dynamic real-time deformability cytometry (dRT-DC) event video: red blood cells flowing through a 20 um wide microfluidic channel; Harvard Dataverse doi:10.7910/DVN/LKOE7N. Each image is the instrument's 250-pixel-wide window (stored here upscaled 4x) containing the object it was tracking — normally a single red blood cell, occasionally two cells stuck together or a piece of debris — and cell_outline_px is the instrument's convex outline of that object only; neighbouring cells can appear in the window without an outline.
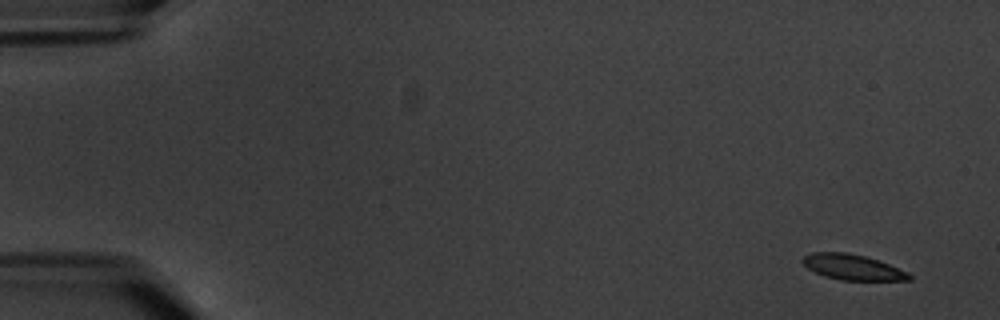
{"species": "common noctule bat (a hibernating species)", "species_latin": "Nyctalus noctula", "temperature_condition": "warm", "stored_images_in_passage": 5, "camera_frame_rate_fps": 3000, "um_per_image_px": 0.085, "animal": {"sex": "male", "body_mass_g": 20.1, "forearm_length_mm": 53.5}, "frame": {"image": 1, "passage_image": 1, "time_ms": 0.0, "image_size_px": [1000, 320], "cell_outline_px": [[912, 280], [840, 280], [824, 276], [808, 268], [800, 260], [804, 256], [812, 252], [848, 252], [864, 256], [888, 264], [908, 272], [912, 276]], "centroid_in_image_um": [72.45, 22.71], "position_along_channel_um": 12.5, "area_um2": 15.72}}